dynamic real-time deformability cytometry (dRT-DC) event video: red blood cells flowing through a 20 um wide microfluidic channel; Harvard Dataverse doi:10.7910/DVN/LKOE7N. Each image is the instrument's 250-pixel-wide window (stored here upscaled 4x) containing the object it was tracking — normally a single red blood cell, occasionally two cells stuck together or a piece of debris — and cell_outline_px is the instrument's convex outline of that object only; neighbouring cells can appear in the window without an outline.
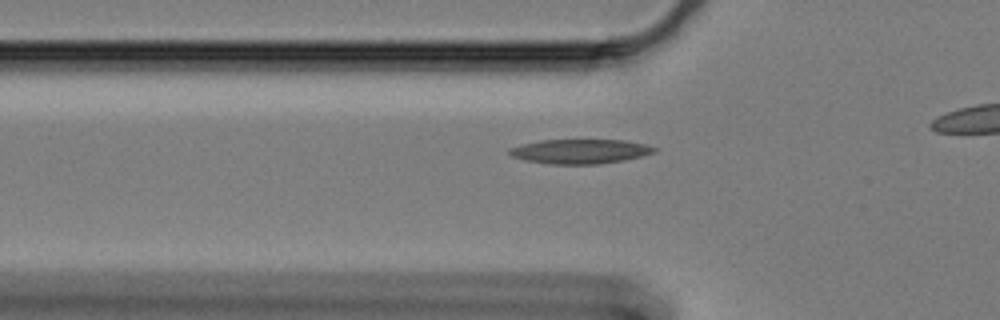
{"species": "Egyptian fruit bat (a non-hibernating species)", "species_latin": "Rousettus aegyptiacus", "temperature_condition": "cold", "stored_images_in_passage": 43, "camera_frame_rate_fps": 3000, "um_per_image_px": 0.085, "animal": {"sex": "female"}, "frame": {"image": 1, "passage_image": 14, "time_ms": 4.333, "image_size_px": [1000, 320], "cell_outline_px": [[656, 152], [624, 160], [600, 164], [548, 164], [524, 160], [512, 156], [508, 152], [508, 148], [520, 144], [540, 140], [624, 140], [644, 144], [656, 148]], "centroid_in_image_um": [49.26, 12.87], "position_along_channel_um": 76.5, "area_um2": 20.69}}
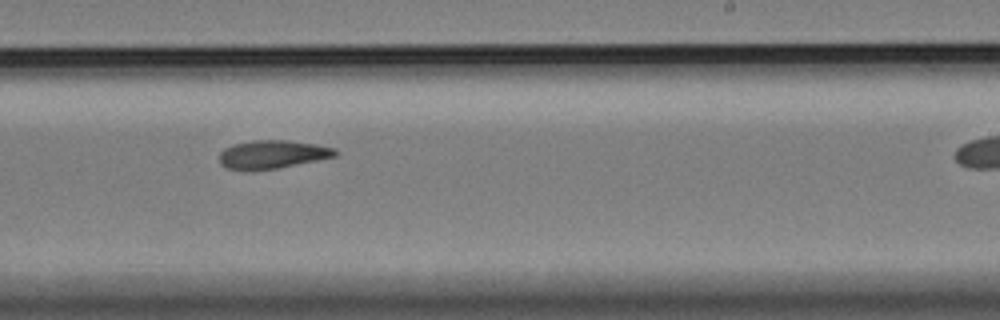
{"frame": {"image": 2, "passage_image": 31, "time_ms": 10.0, "image_size_px": [1000, 320], "cell_outline_px": [[340, 152], [336, 156], [280, 168], [252, 172], [244, 172], [228, 168], [220, 164], [220, 152], [224, 148], [232, 144], [252, 140], [288, 140], [316, 144], [336, 148]], "centroid_in_image_um": [23.14, 13.14], "position_along_channel_um": 265.9, "area_um2": 19.71}}
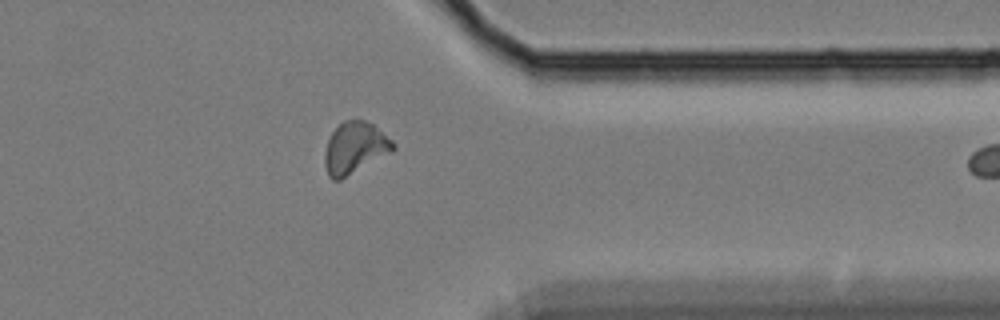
{"frame": {"image": 3, "passage_image": 42, "time_ms": 13.667, "image_size_px": [1000, 320], "cell_outline_px": [[396, 148], [392, 152], [340, 180], [332, 180], [328, 176], [324, 164], [324, 152], [328, 140], [332, 132], [344, 120], [364, 120], [372, 124], [392, 140], [396, 144]], "centroid_in_image_um": [30.15, 12.59], "position_along_channel_um": 381.2, "area_um2": 20.52}}